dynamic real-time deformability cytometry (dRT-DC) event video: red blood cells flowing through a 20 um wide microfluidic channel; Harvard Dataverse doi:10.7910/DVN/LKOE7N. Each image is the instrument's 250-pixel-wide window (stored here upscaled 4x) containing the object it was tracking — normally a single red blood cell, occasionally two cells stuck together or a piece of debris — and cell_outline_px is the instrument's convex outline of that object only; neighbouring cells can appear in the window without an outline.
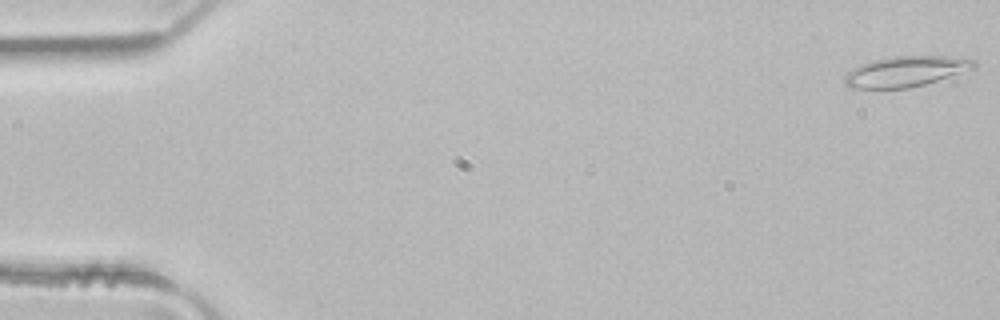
{"species": "common noctule bat (a hibernating species)", "species_latin": "Nyctalus noctula", "temperature_condition": "room temperature", "stored_images_in_passage": 4, "segment_of_instrument_passage": [2, 2], "camera_frame_rate_fps": 3000, "um_per_image_px": 0.085, "animal": {"sex": "male", "body_mass_g": 21.5, "forearm_length_mm": 52.0}, "frame": {"image": 1, "passage_image": 4, "time_ms": 1.0, "image_size_px": [1000, 320], "cell_outline_px": [[976, 68], [924, 84], [908, 88], [848, 88], [844, 84], [844, 76], [852, 68], [872, 60], [896, 56], [944, 56], [976, 60]], "centroid_in_image_um": [76.96, 6.07], "position_along_channel_um": 8.0, "area_um2": 22.83}}